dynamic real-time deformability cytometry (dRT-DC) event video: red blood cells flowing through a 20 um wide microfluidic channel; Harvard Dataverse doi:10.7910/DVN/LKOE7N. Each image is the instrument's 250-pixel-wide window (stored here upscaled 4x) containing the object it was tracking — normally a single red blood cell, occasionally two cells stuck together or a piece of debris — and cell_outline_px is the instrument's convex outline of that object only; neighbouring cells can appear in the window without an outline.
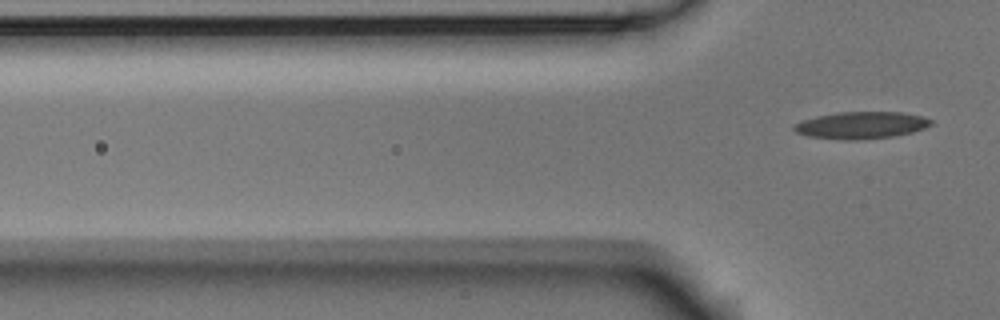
{"species": "Egyptian fruit bat (a non-hibernating species)", "species_latin": "Rousettus aegyptiacus", "temperature_condition": "room temperature", "stored_images_in_passage": 5, "segment_of_instrument_passage": [2, 2], "camera_frame_rate_fps": 3000, "um_per_image_px": 0.085, "animal": {"sex": "male"}, "frame": {"image": 1, "passage_image": 5, "time_ms": 1.333, "image_size_px": [1000, 320], "cell_outline_px": [[932, 124], [924, 128], [912, 132], [892, 136], [860, 140], [844, 140], [808, 136], [796, 132], [792, 128], [796, 124], [804, 120], [816, 116], [836, 112], [900, 112], [920, 116], [932, 120]], "centroid_in_image_um": [73.19, 10.64], "position_along_channel_um": 52.6, "area_um2": 21.39}}